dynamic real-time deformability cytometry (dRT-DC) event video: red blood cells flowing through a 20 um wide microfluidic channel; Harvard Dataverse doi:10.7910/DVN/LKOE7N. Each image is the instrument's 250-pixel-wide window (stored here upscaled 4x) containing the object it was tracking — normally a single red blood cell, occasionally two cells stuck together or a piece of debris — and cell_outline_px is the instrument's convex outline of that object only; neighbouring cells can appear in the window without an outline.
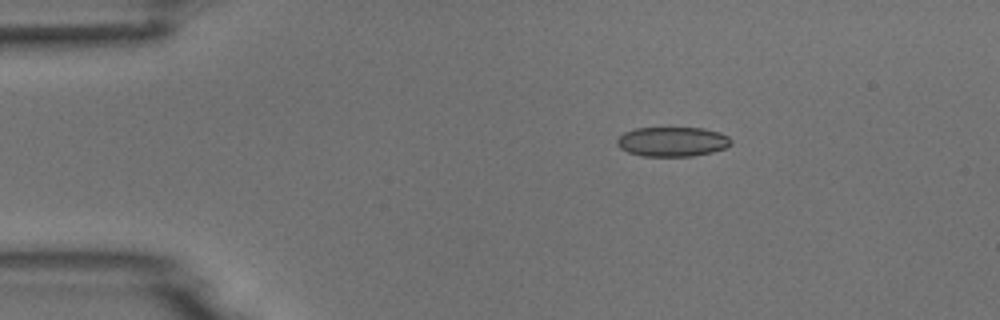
{"species": "common noctule bat (a hibernating species)", "species_latin": "Nyctalus noctula", "temperature_condition": "room temperature", "stored_images_in_passage": 6, "camera_frame_rate_fps": 3000, "um_per_image_px": 0.085, "animal": {"sex": "male", "body_mass_g": 18.8}, "frame": {"image": 1, "passage_image": 1, "time_ms": 0.0, "image_size_px": [1000, 320], "cell_outline_px": [[732, 144], [724, 148], [712, 152], [692, 156], [644, 156], [628, 152], [620, 148], [616, 144], [616, 140], [624, 132], [636, 128], [704, 128], [720, 132], [728, 136], [732, 140]], "centroid_in_image_um": [57.16, 12.04], "position_along_channel_um": 27.8, "area_um2": 19.71}}
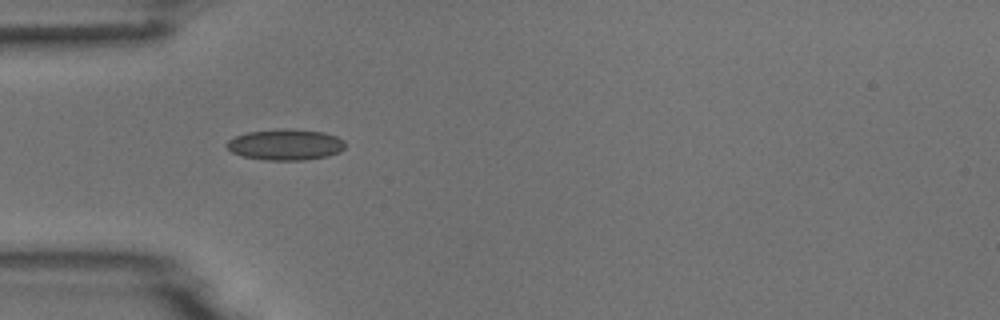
{"frame": {"image": 2, "passage_image": 3, "time_ms": 2.333, "image_size_px": [1000, 320], "cell_outline_px": [[344, 148], [340, 152], [328, 156], [304, 160], [268, 160], [244, 156], [232, 152], [224, 144], [228, 140], [236, 136], [248, 132], [276, 128], [284, 128], [324, 132], [336, 136], [344, 140]], "centroid_in_image_um": [24.27, 12.28], "position_along_channel_um": 60.7, "area_um2": 21.44}}